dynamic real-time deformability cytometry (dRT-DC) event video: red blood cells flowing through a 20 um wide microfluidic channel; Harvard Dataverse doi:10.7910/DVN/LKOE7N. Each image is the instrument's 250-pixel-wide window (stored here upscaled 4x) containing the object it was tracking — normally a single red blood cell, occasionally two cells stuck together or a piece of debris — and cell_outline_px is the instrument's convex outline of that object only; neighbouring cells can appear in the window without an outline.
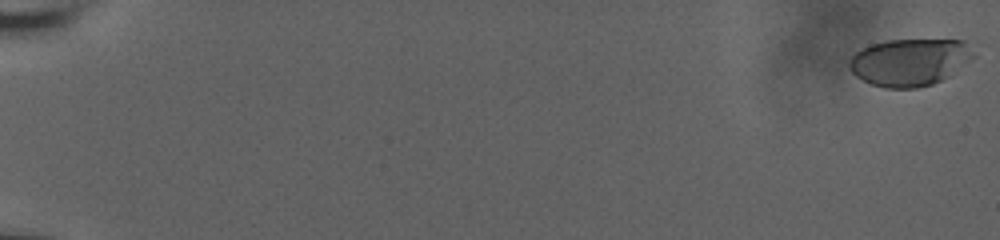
{"species": "human", "species_latin": "Homo sapiens", "temperature_condition": "room temperature", "stored_images_in_passage": 59, "camera_frame_rate_fps": 3000, "um_per_image_px": 0.085, "donor": {"sex": "male"}, "frame": {"image": 1, "passage_image": 1, "time_ms": 0.0, "image_size_px": [1000, 240], "cell_outline_px": [[976, 56], [948, 76], [932, 84], [916, 88], [884, 88], [872, 84], [856, 76], [852, 72], [848, 64], [848, 60], [856, 52], [872, 44], [888, 40], [964, 40]], "centroid_in_image_um": [77.31, 5.28], "position_along_channel_um": 7.7, "area_um2": 33.93}}
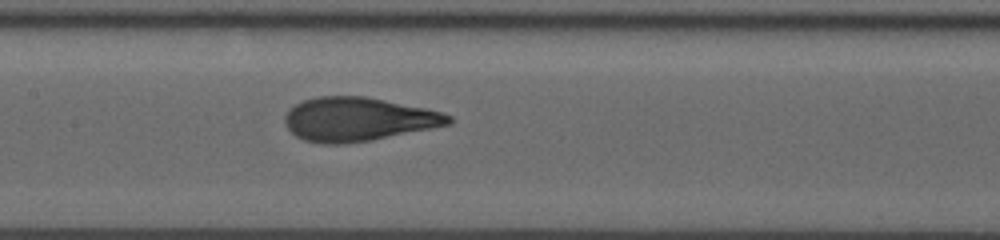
{"frame": {"image": 2, "passage_image": 33, "time_ms": 10.667, "image_size_px": [1000, 240], "cell_outline_px": [[452, 124], [372, 140], [344, 144], [324, 144], [304, 140], [296, 136], [284, 124], [284, 116], [296, 104], [304, 100], [320, 96], [364, 96], [444, 112], [452, 116]], "centroid_in_image_um": [30.45, 10.14], "position_along_channel_um": 177.0, "area_um2": 41.62}}
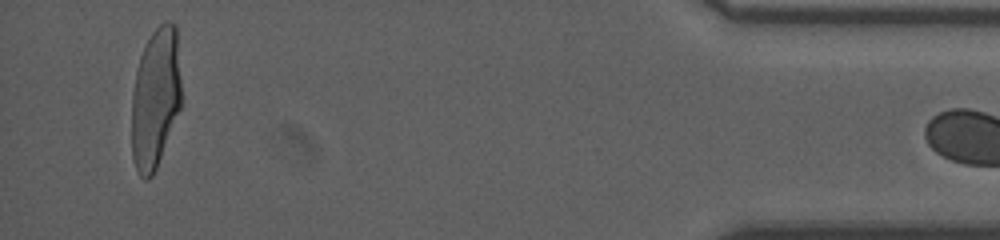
{"frame": {"image": 3, "passage_image": 58, "time_ms": 19.0, "image_size_px": [1000, 240], "cell_outline_px": [[180, 108], [156, 168], [152, 176], [148, 180], [144, 180], [140, 176], [136, 168], [132, 156], [132, 92], [136, 68], [140, 56], [152, 32], [164, 20], [172, 20], [176, 24], [180, 80]], "centroid_in_image_um": [13.2, 8.32], "position_along_channel_um": 422.0, "area_um2": 40.58}}